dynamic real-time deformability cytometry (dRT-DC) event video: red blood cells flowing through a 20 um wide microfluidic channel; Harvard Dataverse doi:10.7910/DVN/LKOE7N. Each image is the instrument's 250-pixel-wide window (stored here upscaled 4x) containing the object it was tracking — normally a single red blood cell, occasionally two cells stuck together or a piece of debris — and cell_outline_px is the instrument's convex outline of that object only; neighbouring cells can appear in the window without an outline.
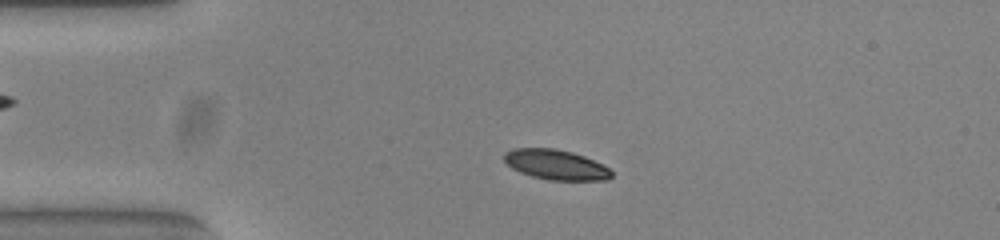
{"species": "common noctule bat (a hibernating species)", "species_latin": "Nyctalus noctula", "temperature_condition": "warm", "stored_images_in_passage": 50, "camera_frame_rate_fps": 3000, "um_per_image_px": 0.085, "animal": {"sex": "female", "body_mass_g": 23.0, "forearm_length_mm": 53.4}, "frame": {"image": 1, "passage_image": 9, "time_ms": 2.667, "image_size_px": [1000, 240], "cell_outline_px": [[612, 176], [608, 180], [548, 180], [532, 176], [520, 172], [512, 168], [504, 160], [504, 152], [512, 148], [552, 148], [572, 152], [584, 156], [608, 168], [612, 172]], "centroid_in_image_um": [47.22, 14.0], "position_along_channel_um": 37.8, "area_um2": 18.67}}
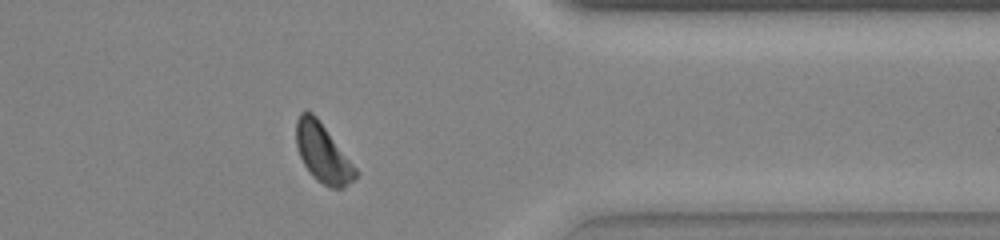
{"frame": {"image": 2, "passage_image": 40, "time_ms": 13.0, "image_size_px": [1000, 240], "cell_outline_px": [[356, 176], [344, 188], [332, 188], [316, 180], [312, 176], [304, 164], [300, 156], [296, 144], [296, 120], [300, 112], [312, 112], [316, 116], [356, 168]], "centroid_in_image_um": [27.41, 13.01], "position_along_channel_um": 384.0, "area_um2": 19.88}}
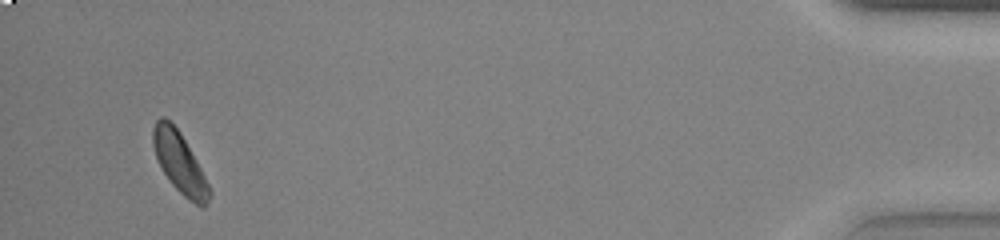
{"frame": {"image": 3, "passage_image": 48, "time_ms": 15.667, "image_size_px": [1000, 240], "cell_outline_px": [[212, 192], [208, 204], [204, 208], [188, 200], [172, 184], [164, 172], [156, 156], [152, 144], [152, 128], [156, 120], [160, 116], [164, 116], [180, 132], [196, 160]], "centroid_in_image_um": [15.26, 13.83], "position_along_channel_um": 419.9, "area_um2": 19.65}, "authors_computed_cell_mechanics": {"area_um2": 19.6809, "velocity_mm_per_s": 3.8122, "shape_relaxation_time_tau1_ms": 2.1605, "shape_relaxation_time_tau2_ms": null, "deformation_change_tau1": 0.0781, "deformation_change_tau2": null}}